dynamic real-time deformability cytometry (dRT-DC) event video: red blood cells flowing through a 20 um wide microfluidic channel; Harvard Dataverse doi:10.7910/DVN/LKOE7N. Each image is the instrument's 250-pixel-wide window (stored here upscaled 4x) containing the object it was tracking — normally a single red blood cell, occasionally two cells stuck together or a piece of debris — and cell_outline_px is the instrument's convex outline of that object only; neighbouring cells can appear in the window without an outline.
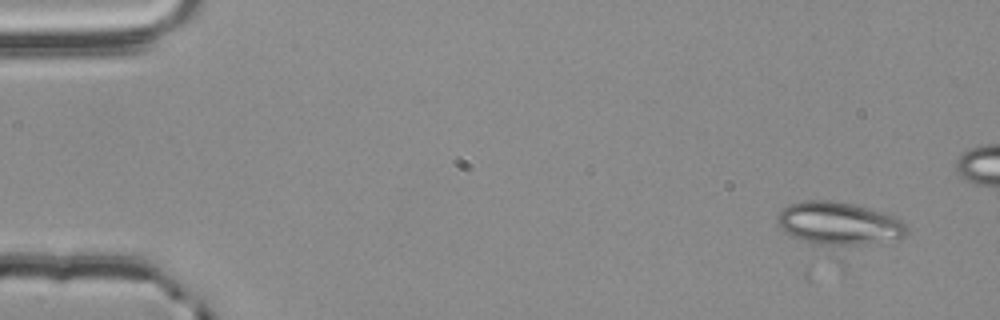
{"species": "common noctule bat (a hibernating species)", "species_latin": "Nyctalus noctula", "temperature_condition": "room temperature", "stored_images_in_passage": 5, "camera_frame_rate_fps": 3000, "um_per_image_px": 0.085, "animal": {"sex": "male", "body_mass_g": 20.4}, "frame": {"image": 1, "passage_image": 2, "time_ms": 0.333, "image_size_px": [1000, 320], "cell_outline_px": [[908, 232], [900, 240], [844, 276], [840, 276], [784, 232], [776, 220], [776, 216], [788, 204], [804, 200], [832, 200], [852, 204], [896, 216], [908, 228]], "centroid_in_image_um": [71.44, 19.71], "position_along_channel_um": 13.6, "area_um2": 44.62}}